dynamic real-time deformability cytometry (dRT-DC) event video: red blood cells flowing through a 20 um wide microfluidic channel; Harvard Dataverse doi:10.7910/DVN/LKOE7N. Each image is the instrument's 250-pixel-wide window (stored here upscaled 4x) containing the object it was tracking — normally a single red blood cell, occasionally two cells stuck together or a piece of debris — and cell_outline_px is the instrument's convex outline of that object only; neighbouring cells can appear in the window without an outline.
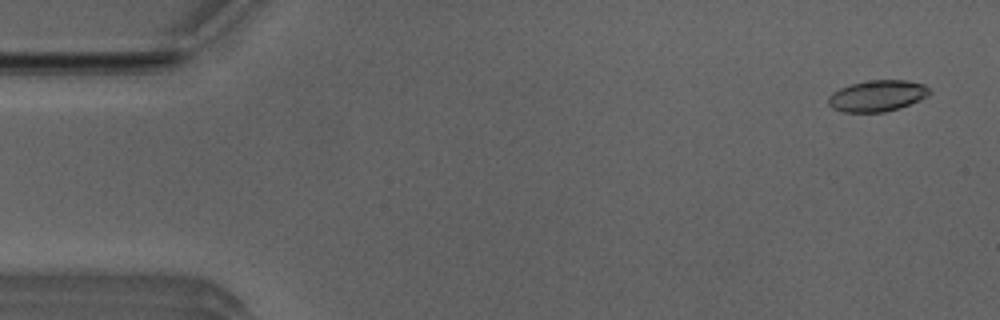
{"species": "Egyptian fruit bat (a non-hibernating species)", "species_latin": "Rousettus aegyptiacus", "temperature_condition": "room temperature", "stored_images_in_passage": 52, "camera_frame_rate_fps": 3000, "um_per_image_px": 0.085, "animal": {"sex": "male"}, "frame": {"image": 1, "passage_image": 3, "time_ms": 0.667, "image_size_px": [1000, 320], "cell_outline_px": [[932, 92], [928, 96], [900, 108], [884, 112], [844, 112], [832, 108], [828, 104], [828, 96], [832, 92], [840, 88], [864, 80], [908, 80], [924, 84]], "centroid_in_image_um": [74.57, 8.14], "position_along_channel_um": 10.4, "area_um2": 18.55}}
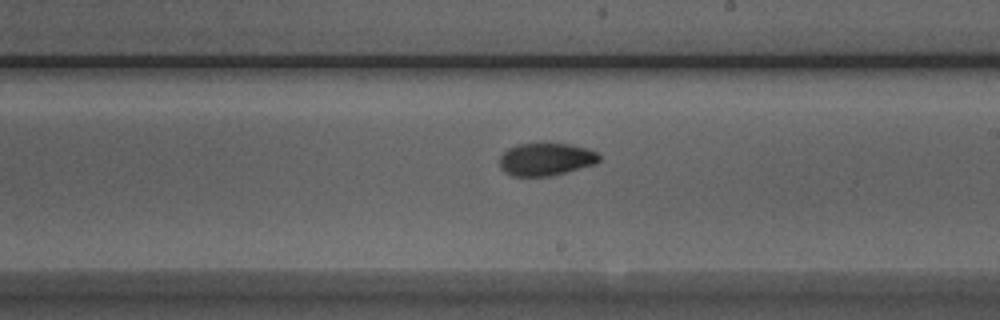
{"frame": {"image": 2, "passage_image": 30, "time_ms": 9.667, "image_size_px": [1000, 320], "cell_outline_px": [[600, 160], [596, 164], [552, 176], [512, 176], [500, 168], [500, 156], [508, 148], [516, 144], [568, 144], [588, 148], [596, 152], [600, 156]], "centroid_in_image_um": [46.41, 13.55], "position_along_channel_um": 242.6, "area_um2": 18.96}}
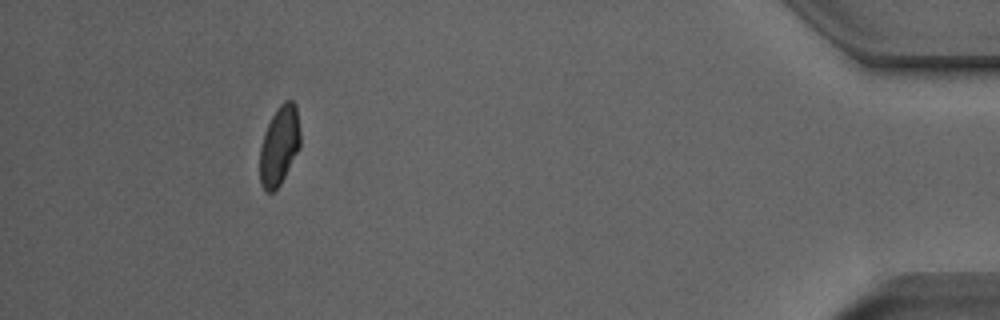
{"frame": {"image": 3, "passage_image": 48, "time_ms": 15.667, "image_size_px": [1000, 320], "cell_outline_px": [[300, 148], [280, 184], [272, 192], [264, 192], [260, 184], [260, 148], [264, 132], [272, 116], [280, 104], [284, 100], [292, 100], [296, 104], [300, 132]], "centroid_in_image_um": [23.74, 12.37], "position_along_channel_um": 411.5, "area_um2": 18.73}, "authors_computed_cell_mechanics": {"area_um2": 18.8428, "velocity_mm_per_s": 3.9325, "shape_relaxation_time_tau1_ms": 4.4296, "shape_relaxation_time_tau2_ms": 1.2708, "deformation_change_tau1": 0.1352, "deformation_change_tau2": 0.0511}}